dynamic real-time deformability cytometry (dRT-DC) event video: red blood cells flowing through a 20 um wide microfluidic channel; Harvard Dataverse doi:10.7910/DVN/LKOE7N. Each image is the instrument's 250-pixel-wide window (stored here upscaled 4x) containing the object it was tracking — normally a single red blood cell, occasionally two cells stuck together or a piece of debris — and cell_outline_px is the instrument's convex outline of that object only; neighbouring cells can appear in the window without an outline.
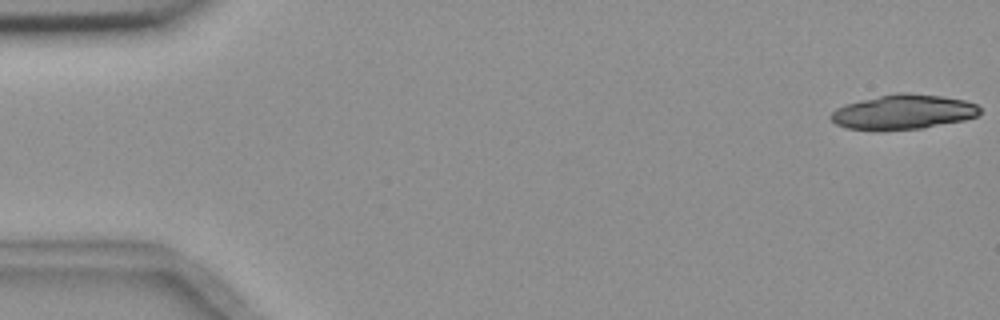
{"species": "common noctule bat (a hibernating species)", "species_latin": "Nyctalus noctula", "temperature_condition": "room temperature", "stored_images_in_passage": 15, "camera_frame_rate_fps": 3000, "um_per_image_px": 0.085, "animal": {"sex": "female", "body_mass_g": 18.4}, "frame": {"image": 1, "passage_image": 1, "time_ms": 0.0, "image_size_px": [1000, 320], "cell_outline_px": [[980, 112], [976, 116], [964, 120], [924, 128], [876, 132], [848, 128], [836, 124], [828, 116], [836, 108], [844, 104], [860, 100], [896, 92], [908, 92], [940, 96], [964, 100], [976, 104], [980, 108]], "centroid_in_image_um": [76.73, 9.53], "position_along_channel_um": 8.3, "area_um2": 30.63}}
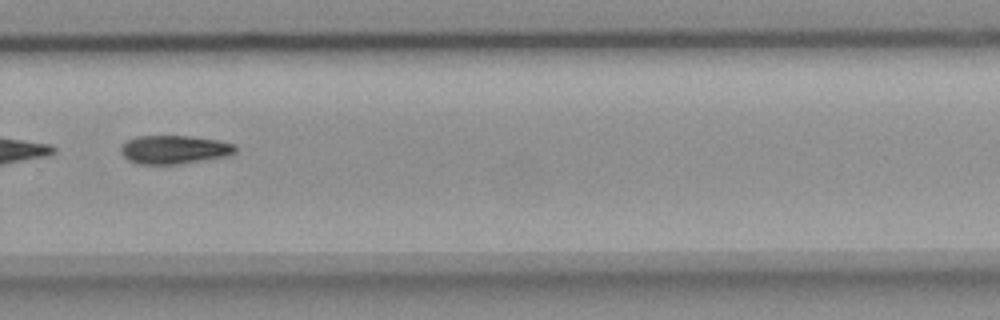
{"frame": {"image": 2, "passage_image": 11, "time_ms": 12.333, "image_size_px": [1000, 320], "cell_outline_px": [[236, 152], [228, 156], [184, 164], [136, 164], [128, 160], [120, 152], [120, 148], [128, 140], [136, 136], [188, 136], [216, 140], [236, 144]], "centroid_in_image_um": [14.82, 12.73], "position_along_channel_um": 315.0, "area_um2": 19.19}}
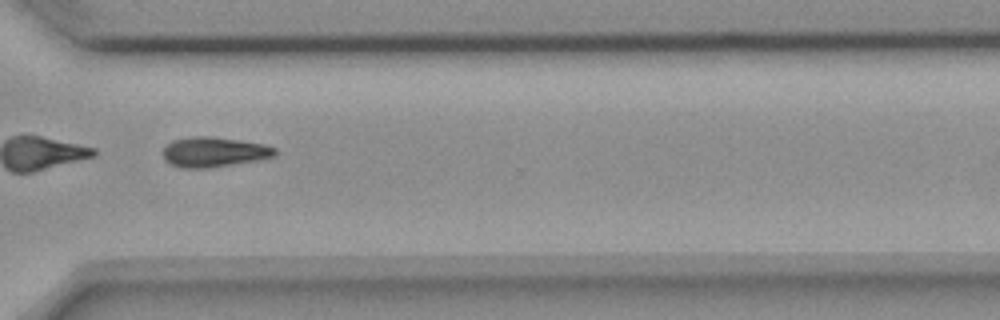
{"frame": {"image": 3, "passage_image": 12, "time_ms": 13.333, "image_size_px": [1000, 320], "cell_outline_px": [[276, 156], [256, 160], [208, 168], [180, 168], [168, 164], [164, 160], [164, 144], [172, 140], [192, 136], [212, 136], [240, 140], [264, 144], [276, 148]], "centroid_in_image_um": [18.14, 12.91], "position_along_channel_um": 352.5, "area_um2": 19.77}, "authors_computed_cell_mechanics": {"area_um2": 21.2126, "velocity_mm_per_s": 3.683, "shape_relaxation_time_tau1_ms": 3.5332, "shape_relaxation_time_tau2_ms": null, "deformation_change_tau1": 0.0991, "deformation_change_tau2": null}}